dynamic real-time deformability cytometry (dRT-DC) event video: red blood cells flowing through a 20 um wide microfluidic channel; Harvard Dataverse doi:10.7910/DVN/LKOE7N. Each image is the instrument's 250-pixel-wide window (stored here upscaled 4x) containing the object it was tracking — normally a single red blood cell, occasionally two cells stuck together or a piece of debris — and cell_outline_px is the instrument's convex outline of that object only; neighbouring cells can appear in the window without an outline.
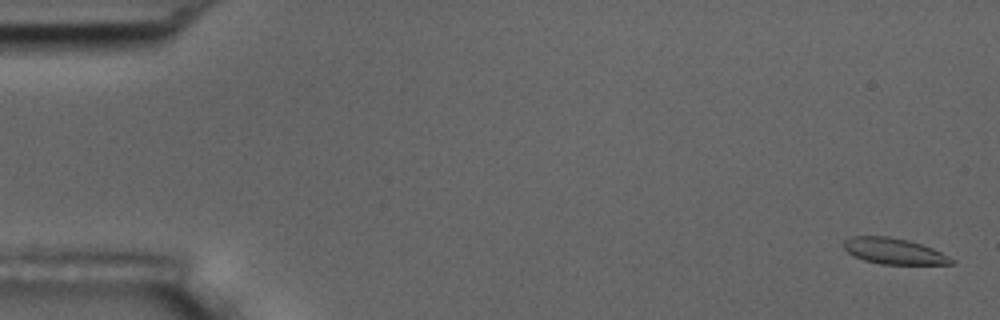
{"species": "common noctule bat (a hibernating species)", "species_latin": "Nyctalus noctula", "temperature_condition": "room temperature", "stored_images_in_passage": 57, "camera_frame_rate_fps": 3000, "um_per_image_px": 0.085, "animal": {"sex": "male", "body_mass_g": 17.5, "forearm_length_mm": 52.3}, "frame": {"image": 1, "passage_image": 2, "time_ms": 0.333, "image_size_px": [1000, 320], "cell_outline_px": [[956, 260], [952, 264], [880, 264], [864, 260], [852, 256], [844, 248], [844, 240], [852, 236], [888, 236], [908, 240], [932, 248]], "centroid_in_image_um": [75.96, 21.35], "position_along_channel_um": 9.0, "area_um2": 16.24}}
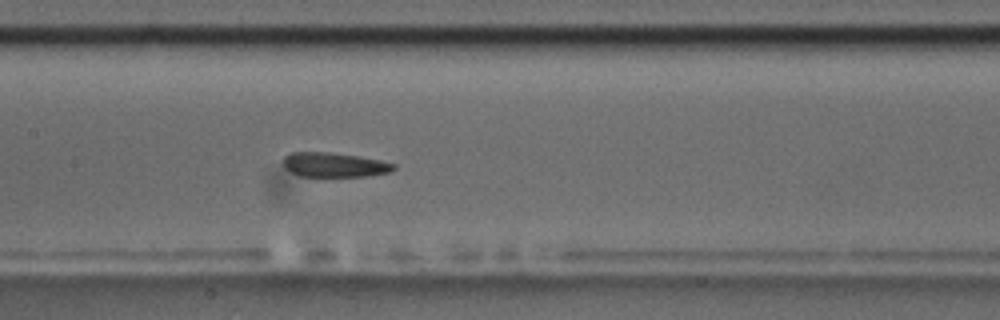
{"frame": {"image": 2, "passage_image": 28, "time_ms": 9.0, "image_size_px": [1000, 320], "cell_outline_px": [[396, 168], [388, 172], [368, 176], [300, 176], [284, 168], [284, 156], [292, 152], [328, 152], [356, 156], [380, 160], [396, 164]], "centroid_in_image_um": [28.41, 14.01], "position_along_channel_um": 179.0, "area_um2": 15.61}}
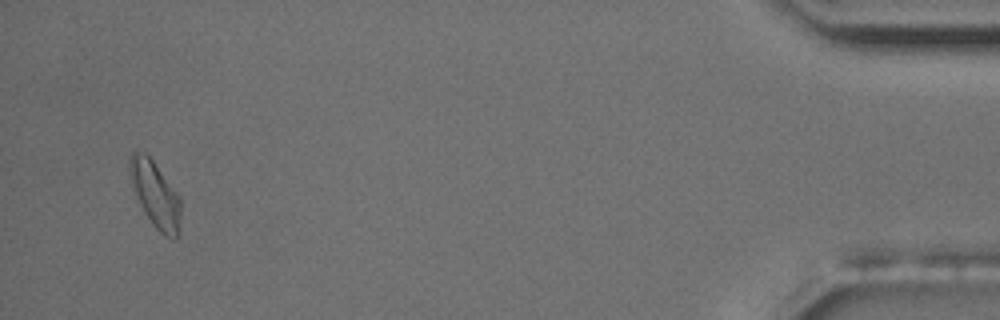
{"frame": {"image": 3, "passage_image": 55, "time_ms": 18.0, "image_size_px": [1000, 320], "cell_outline_px": [[180, 216], [176, 236], [172, 240], [164, 236], [156, 228], [140, 204], [132, 188], [128, 176], [128, 160], [132, 152], [136, 148], [144, 152], [152, 160], [180, 196]], "centroid_in_image_um": [13.15, 16.45], "position_along_channel_um": 422.1, "area_um2": 19.59}, "authors_computed_cell_mechanics": {"area_um2": 17.1666, "velocity_mm_per_s": 3.5775, "shape_relaxation_time_tau1_ms": null, "shape_relaxation_time_tau2_ms": 4.2854, "deformation_change_tau1": null, "deformation_change_tau2": 0.0885}}